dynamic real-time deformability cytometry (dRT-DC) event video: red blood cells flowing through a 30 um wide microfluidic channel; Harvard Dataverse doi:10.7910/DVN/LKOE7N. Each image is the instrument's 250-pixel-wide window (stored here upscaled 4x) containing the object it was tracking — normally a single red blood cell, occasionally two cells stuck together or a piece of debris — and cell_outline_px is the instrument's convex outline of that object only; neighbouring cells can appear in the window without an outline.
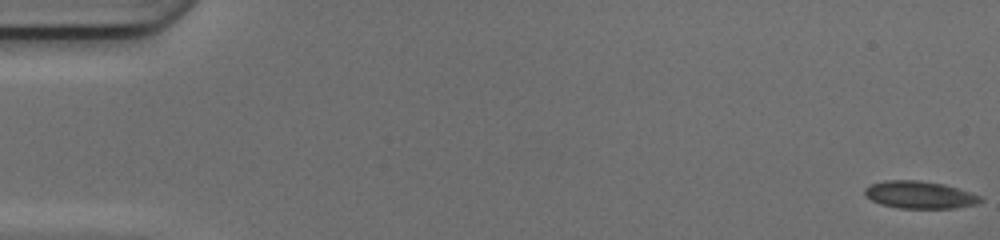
{"species": "common noctule bat (a hibernating species)", "species_latin": "Nyctalus noctula", "temperature_condition": "cold", "stored_images_in_passage": 50, "camera_frame_rate_fps": 3000, "um_per_image_px": 0.085, "animal": {"sex": "female", "body_mass_g": 17.0, "forearm_length_mm": 48.0}, "frame": {"image": 1, "passage_image": 1, "time_ms": 0.0, "image_size_px": [1000, 240], "cell_outline_px": [[984, 200], [976, 204], [956, 208], [900, 208], [880, 204], [864, 196], [864, 188], [868, 184], [884, 180], [920, 180], [944, 184], [980, 196]], "centroid_in_image_um": [78.11, 16.55], "position_along_channel_um": 6.9, "area_um2": 18.55}}
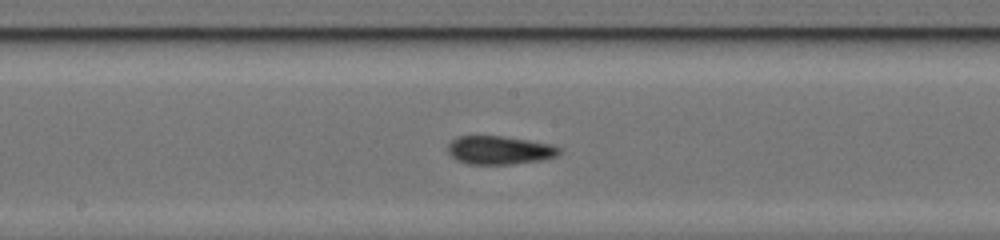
{"frame": {"image": 2, "passage_image": 27, "time_ms": 8.667, "image_size_px": [1000, 240], "cell_outline_px": [[560, 152], [556, 156], [540, 160], [512, 164], [468, 164], [456, 160], [448, 152], [448, 144], [452, 140], [460, 136], [504, 136], [552, 144], [560, 148]], "centroid_in_image_um": [42.45, 12.76], "position_along_channel_um": 205.8, "area_um2": 18.38}}
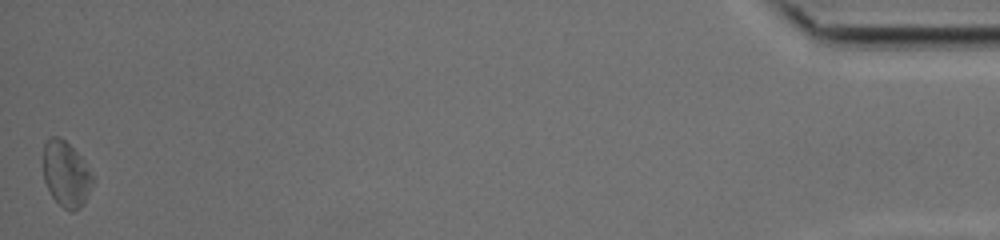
{"frame": {"image": 3, "passage_image": 50, "time_ms": 16.333, "image_size_px": [1000, 240], "cell_outline_px": [[96, 180], [84, 204], [80, 208], [72, 212], [64, 208], [52, 196], [44, 180], [44, 144], [52, 136], [60, 136], [84, 160]], "centroid_in_image_um": [5.66, 14.82], "position_along_channel_um": 429.5, "area_um2": 18.9}, "authors_computed_cell_mechanics": {"area_um2": 18.5538, "velocity_mm_per_s": 4.1976, "shape_relaxation_time_tau1_ms": null, "shape_relaxation_time_tau2_ms": 5.22, "deformation_change_tau1": null, "deformation_change_tau2": 0.1015}}